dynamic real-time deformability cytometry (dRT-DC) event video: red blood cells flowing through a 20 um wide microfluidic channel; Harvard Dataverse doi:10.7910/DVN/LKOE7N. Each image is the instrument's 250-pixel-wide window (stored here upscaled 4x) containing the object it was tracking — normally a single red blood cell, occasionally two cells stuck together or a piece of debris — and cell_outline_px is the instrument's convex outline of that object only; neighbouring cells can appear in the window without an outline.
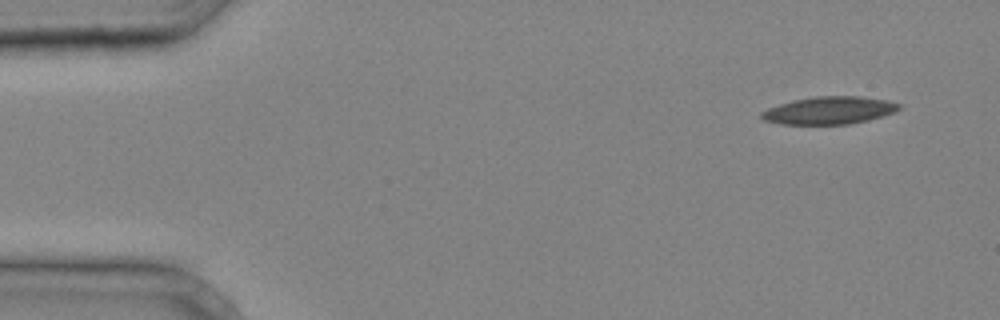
{"species": "common noctule bat (a hibernating species)", "species_latin": "Nyctalus noctula", "temperature_condition": "cold", "stored_images_in_passage": 35, "camera_frame_rate_fps": 3000, "um_per_image_px": 0.085, "animal": {"sex": "male", "body_mass_g": 20.4}, "frame": {"image": 1, "passage_image": 1, "time_ms": 0.0, "image_size_px": [1000, 320], "cell_outline_px": [[900, 108], [896, 112], [868, 120], [848, 124], [780, 124], [764, 120], [760, 116], [760, 112], [768, 108], [792, 100], [816, 96], [860, 96], [888, 100], [900, 104]], "centroid_in_image_um": [70.49, 9.38], "position_along_channel_um": 14.5, "area_um2": 22.14}}
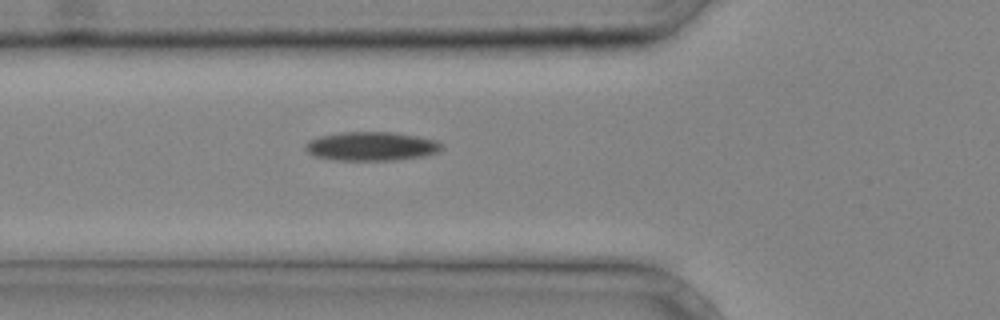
{"frame": {"image": 2, "passage_image": 12, "time_ms": 3.667, "image_size_px": [1000, 320], "cell_outline_px": [[444, 148], [440, 152], [424, 156], [392, 160], [336, 160], [312, 156], [304, 148], [304, 144], [308, 140], [320, 136], [340, 132], [392, 132], [416, 136], [436, 140], [444, 144]], "centroid_in_image_um": [31.57, 12.43], "position_along_channel_um": 94.2, "area_um2": 23.18}}
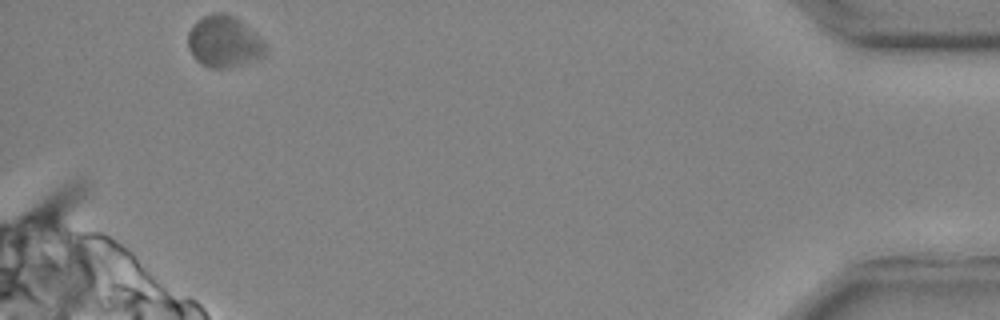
{"frame": {"image": 3, "passage_image": 35, "time_ms": 11.333, "image_size_px": [1000, 320], "cell_outline_px": [[268, 48], [264, 56], [256, 60], [232, 68], [208, 68], [200, 64], [196, 60], [188, 48], [188, 32], [192, 24], [196, 20], [212, 12], [224, 12], [236, 16], [264, 40]], "centroid_in_image_um": [19.06, 3.54], "position_along_channel_um": 416.1, "area_um2": 23.99}}